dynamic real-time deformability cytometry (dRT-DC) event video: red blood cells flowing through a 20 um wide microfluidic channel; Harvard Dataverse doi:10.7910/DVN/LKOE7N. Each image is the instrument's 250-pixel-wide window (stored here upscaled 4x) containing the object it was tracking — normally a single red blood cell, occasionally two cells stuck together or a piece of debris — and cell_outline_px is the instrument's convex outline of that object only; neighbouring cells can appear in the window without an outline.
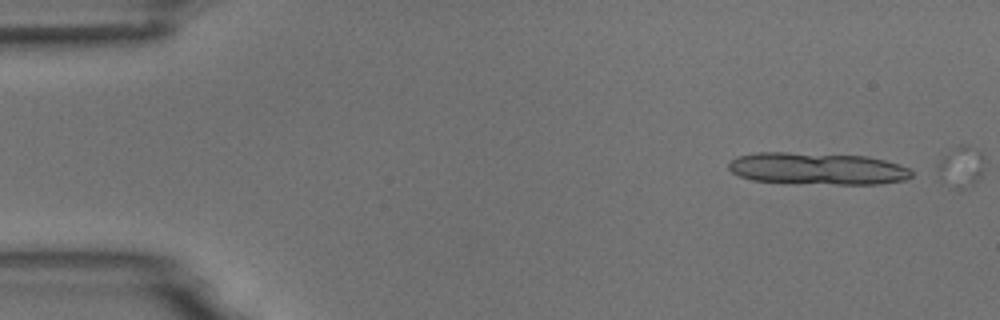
{"species": "common noctule bat (a hibernating species)", "species_latin": "Nyctalus noctula", "temperature_condition": "room temperature", "stored_images_in_passage": 2, "camera_frame_rate_fps": 3000, "um_per_image_px": 0.085, "animal": {"sex": "male", "body_mass_g": 18.8}, "frame": {"image": 1, "passage_image": 1, "time_ms": 0.0, "image_size_px": [1000, 320], "cell_outline_px": [[912, 176], [904, 180], [880, 184], [836, 184], [752, 180], [740, 176], [732, 172], [728, 168], [728, 164], [736, 156], [756, 152], [788, 152], [868, 156], [884, 160], [908, 168], [912, 172]], "centroid_in_image_um": [69.47, 14.32], "position_along_channel_um": 15.5, "area_um2": 33.93}}